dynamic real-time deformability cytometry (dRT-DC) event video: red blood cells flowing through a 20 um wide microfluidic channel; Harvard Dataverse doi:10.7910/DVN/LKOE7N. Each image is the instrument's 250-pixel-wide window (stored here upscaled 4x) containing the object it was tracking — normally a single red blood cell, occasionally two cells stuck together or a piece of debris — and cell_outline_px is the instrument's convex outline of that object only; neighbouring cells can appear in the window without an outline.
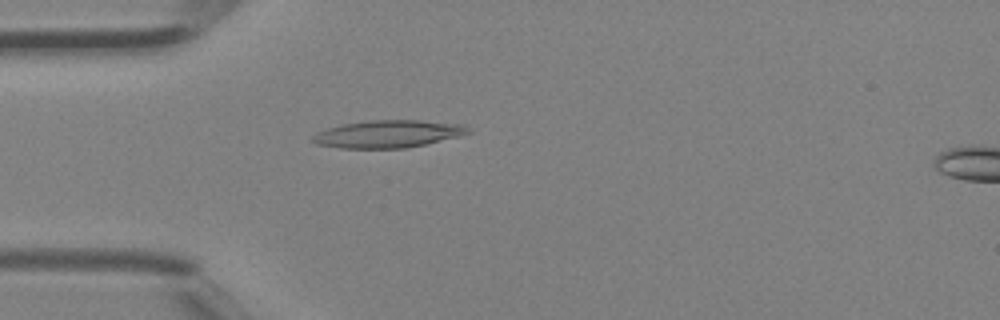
{"species": "Egyptian fruit bat (a non-hibernating species)", "species_latin": "Rousettus aegyptiacus", "temperature_condition": "room temperature", "stored_images_in_passage": 45, "camera_frame_rate_fps": 3000, "um_per_image_px": 0.085, "animal": {"sex": "female"}, "frame": {"image": 1, "passage_image": 13, "time_ms": 4.0, "image_size_px": [1000, 320], "cell_outline_px": [[472, 132], [424, 144], [404, 148], [340, 148], [316, 144], [308, 140], [316, 132], [328, 128], [344, 124], [372, 120], [420, 120], [464, 124]], "centroid_in_image_um": [32.93, 11.38], "position_along_channel_um": 52.1, "area_um2": 24.74}}
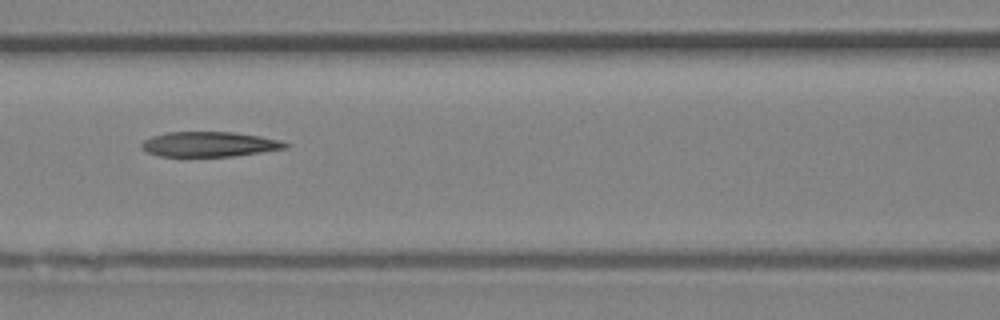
{"frame": {"image": 2, "passage_image": 20, "time_ms": 6.333, "image_size_px": [1000, 320], "cell_outline_px": [[292, 144], [288, 148], [232, 156], [160, 156], [148, 152], [140, 148], [140, 144], [144, 140], [152, 136], [168, 132], [232, 132], [260, 136], [280, 140]], "centroid_in_image_um": [17.81, 12.25], "position_along_channel_um": 148.8, "area_um2": 20.92}}
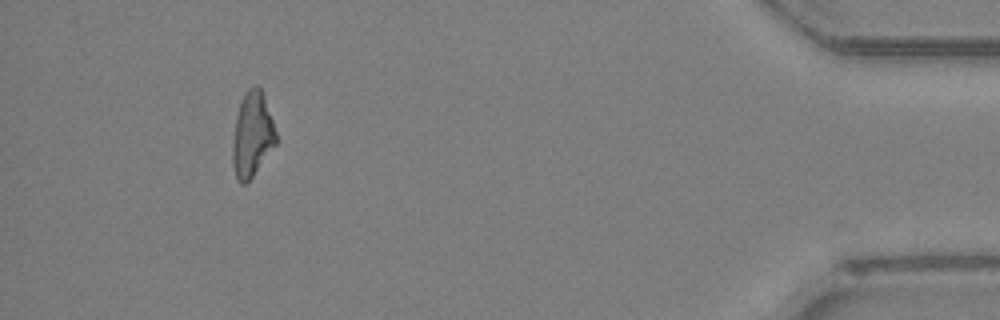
{"frame": {"image": 3, "passage_image": 42, "time_ms": 13.667, "image_size_px": [1000, 320], "cell_outline_px": [[276, 144], [252, 176], [244, 184], [240, 184], [236, 180], [232, 164], [232, 144], [236, 116], [240, 100], [244, 92], [252, 84], [256, 84], [260, 88], [264, 96], [276, 132]], "centroid_in_image_um": [21.41, 11.42], "position_along_channel_um": 413.8, "area_um2": 21.5}, "authors_computed_cell_mechanics": {"area_um2": 22.0796, "velocity_mm_per_s": 4.5119, "shape_relaxation_time_tau1_ms": null, "shape_relaxation_time_tau2_ms": 3.3845, "deformation_change_tau1": null, "deformation_change_tau2": 0.1496}}